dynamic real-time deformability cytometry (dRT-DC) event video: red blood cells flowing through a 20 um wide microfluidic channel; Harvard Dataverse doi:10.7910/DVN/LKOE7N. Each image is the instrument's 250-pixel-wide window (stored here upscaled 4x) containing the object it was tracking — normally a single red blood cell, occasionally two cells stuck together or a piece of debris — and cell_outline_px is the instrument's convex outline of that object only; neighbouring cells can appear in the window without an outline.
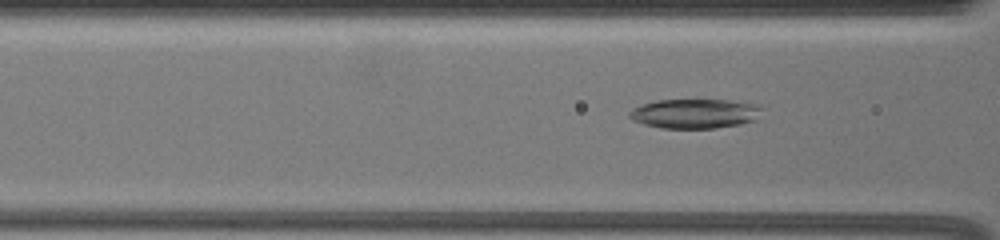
{"species": "common noctule bat (a hibernating species)", "species_latin": "Nyctalus noctula", "temperature_condition": "warm", "stored_images_in_passage": 10, "camera_frame_rate_fps": 3000, "um_per_image_px": 0.085, "animal": {"sex": "female", "body_mass_g": 19.5, "forearm_length_mm": 54.1}, "frame": {"image": 1, "passage_image": 7, "time_ms": 2.0, "image_size_px": [1000, 240], "cell_outline_px": [[764, 108], [752, 120], [740, 124], [712, 128], [660, 128], [644, 124], [632, 120], [628, 116], [628, 112], [632, 108], [656, 100], [728, 100], [760, 104]], "centroid_in_image_um": [59.03, 9.65], "position_along_channel_um": 107.6, "area_um2": 22.72}}